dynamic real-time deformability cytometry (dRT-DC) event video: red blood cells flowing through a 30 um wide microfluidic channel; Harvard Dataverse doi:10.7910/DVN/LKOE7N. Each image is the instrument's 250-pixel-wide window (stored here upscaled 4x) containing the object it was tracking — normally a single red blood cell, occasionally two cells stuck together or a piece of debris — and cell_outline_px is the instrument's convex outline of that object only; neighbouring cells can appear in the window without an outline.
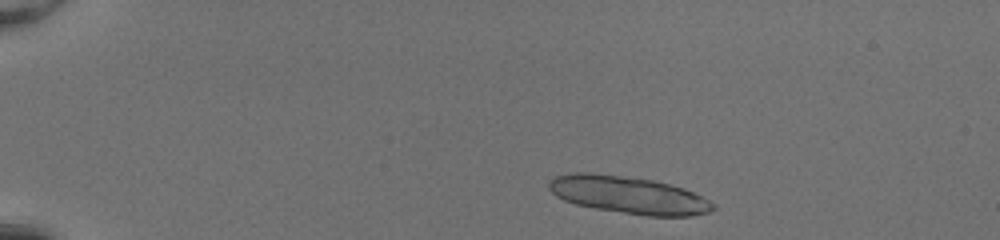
{"species": "common noctule bat (a hibernating species)", "species_latin": "Nyctalus noctula", "temperature_condition": "room temperature", "stored_images_in_passage": 45, "camera_frame_rate_fps": 3000, "um_per_image_px": 0.085, "animal": {"sex": "female", "body_mass_g": 20.0, "forearm_length_mm": 54.0}, "frame": {"image": 1, "passage_image": 4, "time_ms": 1.0, "image_size_px": [1000, 240], "cell_outline_px": [[716, 208], [708, 212], [692, 216], [648, 216], [596, 208], [576, 204], [564, 200], [556, 196], [548, 188], [548, 184], [556, 176], [572, 172], [588, 172], [652, 180], [684, 188], [716, 204]], "centroid_in_image_um": [53.43, 16.57], "position_along_channel_um": 31.6, "area_um2": 35.37}}
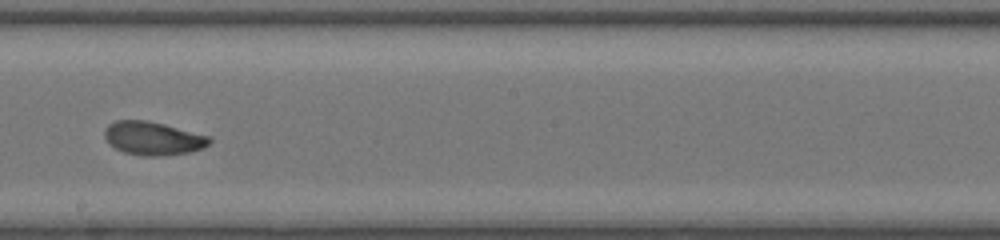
{"frame": {"image": 2, "passage_image": 26, "time_ms": 8.333, "image_size_px": [1000, 240], "cell_outline_px": [[212, 140], [204, 148], [188, 152], [156, 156], [144, 156], [124, 152], [108, 144], [104, 136], [104, 132], [108, 124], [116, 120], [148, 120], [212, 136]], "centroid_in_image_um": [13.01, 11.75], "position_along_channel_um": 235.2, "area_um2": 20.52}}
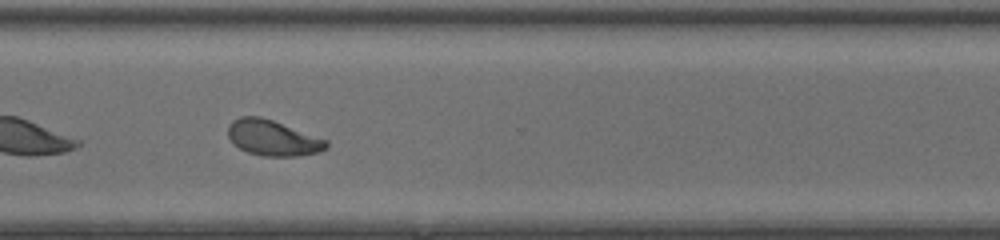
{"frame": {"image": 3, "passage_image": 34, "time_ms": 11.0, "image_size_px": [1000, 240], "cell_outline_px": [[328, 148], [320, 152], [296, 156], [264, 156], [248, 152], [240, 148], [228, 136], [228, 124], [232, 120], [240, 116], [260, 116], [272, 120], [328, 140]], "centroid_in_image_um": [23.2, 11.72], "position_along_channel_um": 347.4, "area_um2": 20.29}, "authors_computed_cell_mechanics": {"area_um2": 20.9236, "velocity_mm_per_s": 4.2159, "shape_relaxation_time_tau1_ms": 3.4518, "shape_relaxation_time_tau2_ms": 1.1055, "deformation_change_tau1": 0.1349, "deformation_change_tau2": 0.0662}}